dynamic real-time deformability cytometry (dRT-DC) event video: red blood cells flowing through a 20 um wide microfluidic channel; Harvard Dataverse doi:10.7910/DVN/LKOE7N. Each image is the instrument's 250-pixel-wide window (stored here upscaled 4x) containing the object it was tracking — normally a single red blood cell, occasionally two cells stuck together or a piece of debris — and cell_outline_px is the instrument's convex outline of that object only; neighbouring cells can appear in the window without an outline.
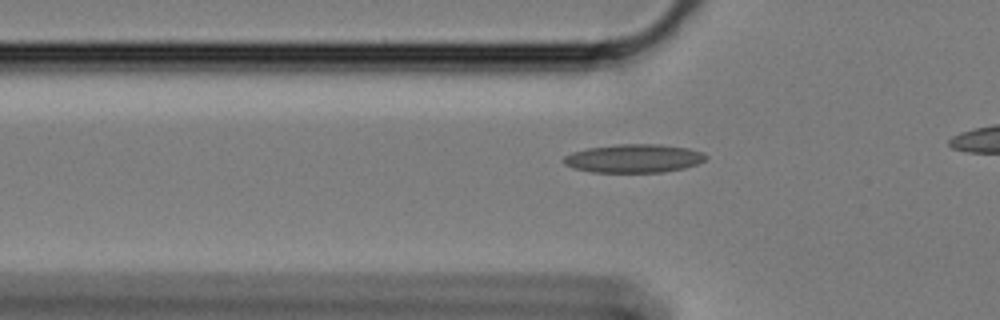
{"species": "Egyptian fruit bat (a non-hibernating species)", "species_latin": "Rousettus aegyptiacus", "temperature_condition": "cold", "stored_images_in_passage": 40, "camera_frame_rate_fps": 3000, "um_per_image_px": 0.085, "animal": {"sex": "female"}, "frame": {"image": 1, "passage_image": 11, "time_ms": 3.333, "image_size_px": [1000, 320], "cell_outline_px": [[708, 156], [704, 160], [696, 164], [684, 168], [664, 172], [592, 172], [572, 168], [564, 164], [560, 160], [564, 156], [572, 152], [588, 148], [620, 144], [660, 144], [688, 148], [704, 152]], "centroid_in_image_um": [53.85, 13.46], "position_along_channel_um": 71.9, "area_um2": 23.7}}
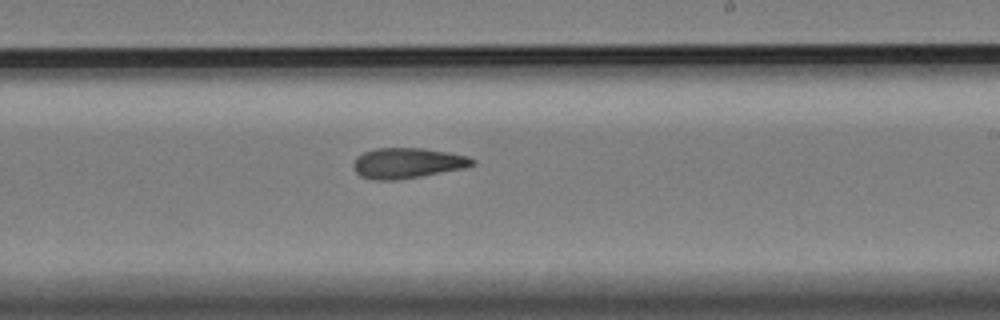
{"frame": {"image": 2, "passage_image": 27, "time_ms": 8.667, "image_size_px": [1000, 320], "cell_outline_px": [[476, 164], [464, 168], [420, 176], [396, 180], [372, 180], [360, 176], [356, 172], [352, 164], [356, 156], [364, 152], [376, 148], [424, 148], [448, 152], [468, 156], [476, 160]], "centroid_in_image_um": [34.62, 13.86], "position_along_channel_um": 254.4, "area_um2": 21.21}}
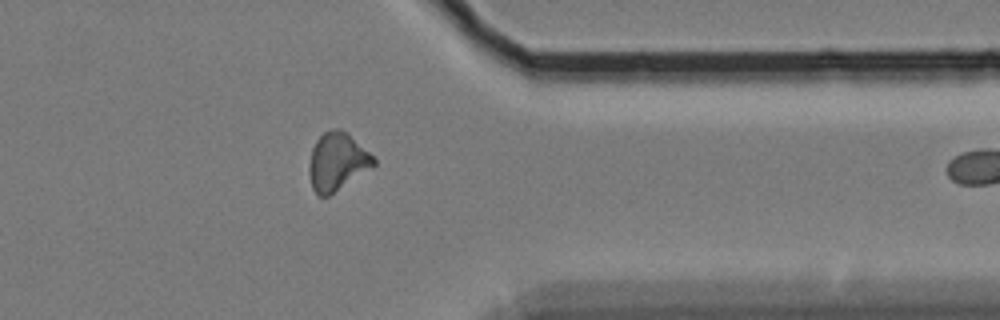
{"frame": {"image": 3, "passage_image": 39, "time_ms": 12.667, "image_size_px": [1000, 320], "cell_outline_px": [[376, 164], [372, 168], [328, 196], [320, 196], [312, 188], [308, 172], [308, 164], [312, 148], [316, 140], [324, 132], [332, 128], [340, 128], [348, 132], [376, 160]], "centroid_in_image_um": [28.64, 13.72], "position_along_channel_um": 382.8, "area_um2": 21.79}}